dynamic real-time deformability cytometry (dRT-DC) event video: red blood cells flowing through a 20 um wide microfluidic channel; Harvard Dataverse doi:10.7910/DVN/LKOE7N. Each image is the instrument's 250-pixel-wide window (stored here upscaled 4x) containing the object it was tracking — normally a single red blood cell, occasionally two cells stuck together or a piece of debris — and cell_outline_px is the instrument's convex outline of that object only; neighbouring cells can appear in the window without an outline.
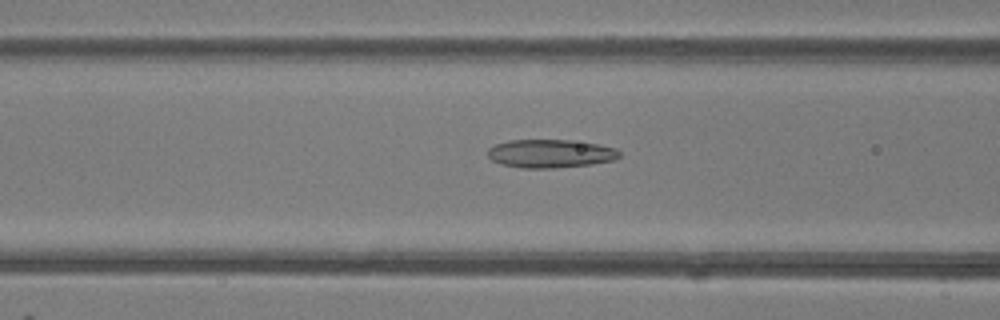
{"species": "common noctule bat (a hibernating species)", "species_latin": "Nyctalus noctula", "temperature_condition": "room temperature", "stored_images_in_passage": 44, "camera_frame_rate_fps": 3000, "um_per_image_px": 0.085, "animal": {"sex": "female"}, "frame": {"image": 1, "passage_image": 14, "time_ms": 4.333, "image_size_px": [1000, 320], "cell_outline_px": [[620, 156], [612, 160], [592, 164], [556, 168], [520, 168], [500, 164], [492, 160], [488, 156], [488, 148], [496, 144], [508, 140], [572, 140], [596, 144], [616, 148], [620, 152]], "centroid_in_image_um": [46.76, 13.06], "position_along_channel_um": 119.8, "area_um2": 21.79}}
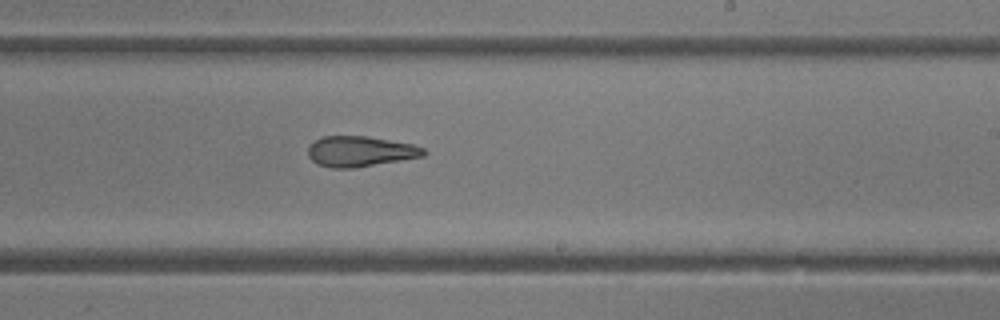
{"frame": {"image": 2, "passage_image": 24, "time_ms": 7.667, "image_size_px": [1000, 320], "cell_outline_px": [[428, 152], [424, 156], [352, 168], [332, 168], [316, 164], [308, 156], [308, 148], [316, 140], [324, 136], [368, 136], [412, 144], [424, 148]], "centroid_in_image_um": [30.62, 12.87], "position_along_channel_um": 258.4, "area_um2": 20.4}}
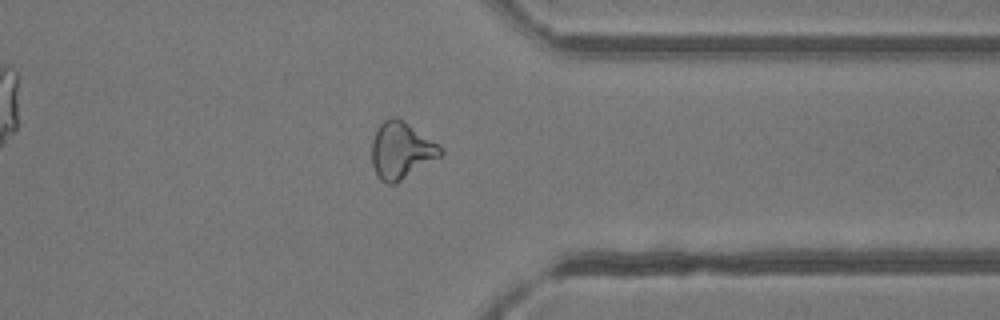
{"frame": {"image": 3, "passage_image": 33, "time_ms": 10.667, "image_size_px": [1000, 320], "cell_outline_px": [[444, 152], [440, 156], [396, 184], [388, 184], [380, 180], [372, 164], [372, 140], [380, 124], [384, 120], [392, 116], [396, 116], [444, 148]], "centroid_in_image_um": [34.1, 12.8], "position_along_channel_um": 377.3, "area_um2": 22.48}, "authors_computed_cell_mechanics": {"area_um2": 22.4553, "velocity_mm_per_s": 4.1568, "shape_relaxation_time_tau1_ms": 11.2164, "shape_relaxation_time_tau2_ms": 3.1336, "deformation_change_tau1": 0.2314, "deformation_change_tau2": 0.1279}}